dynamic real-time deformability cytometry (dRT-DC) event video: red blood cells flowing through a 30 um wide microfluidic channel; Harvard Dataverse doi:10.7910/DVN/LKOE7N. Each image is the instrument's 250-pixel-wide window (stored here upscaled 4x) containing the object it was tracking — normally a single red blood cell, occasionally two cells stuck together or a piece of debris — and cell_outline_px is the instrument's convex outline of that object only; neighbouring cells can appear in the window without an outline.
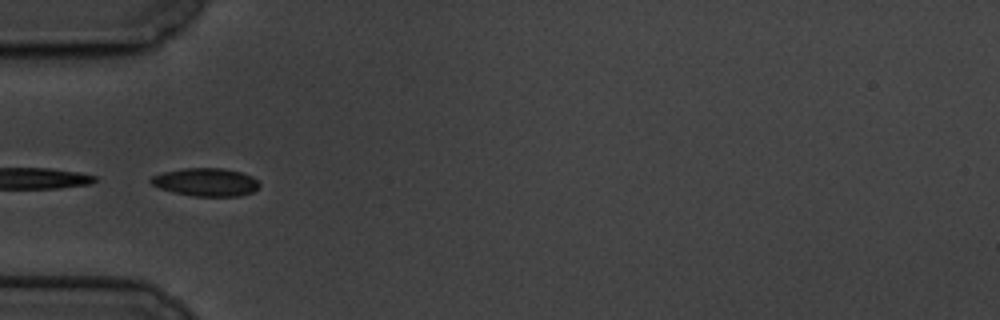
{"species": "common noctule bat (a hibernating species)", "species_latin": "Nyctalus noctula", "temperature_condition": "cold", "stored_images_in_passage": 3, "camera_frame_rate_fps": 3000, "um_per_image_px": 0.085, "animal": {"sex": "male", "body_mass_g": 19.5, "forearm_length_mm": 54.6}, "frame": {"image": 1, "passage_image": 1, "time_ms": 0.0, "image_size_px": [1000, 320], "cell_outline_px": [[260, 184], [252, 192], [240, 196], [192, 196], [172, 192], [160, 188], [152, 184], [148, 180], [152, 176], [164, 172], [184, 168], [220, 168], [240, 172], [252, 176]], "centroid_in_image_um": [17.47, 15.48], "position_along_channel_um": 67.5, "area_um2": 17.63}}